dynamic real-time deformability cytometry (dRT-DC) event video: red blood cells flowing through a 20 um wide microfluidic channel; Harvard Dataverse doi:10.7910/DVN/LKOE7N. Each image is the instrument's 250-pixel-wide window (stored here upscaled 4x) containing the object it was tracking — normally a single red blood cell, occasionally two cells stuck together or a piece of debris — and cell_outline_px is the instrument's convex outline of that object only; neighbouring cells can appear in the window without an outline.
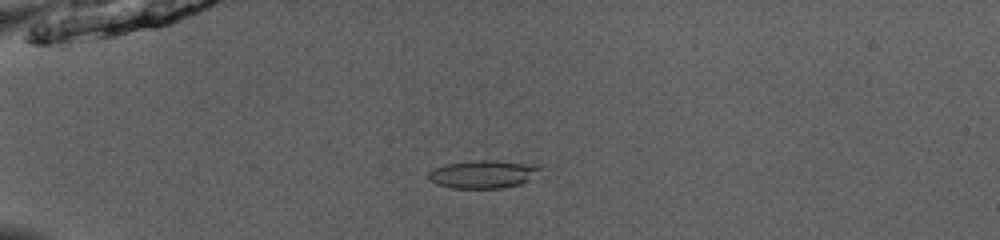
{"species": "common noctule bat (a hibernating species)", "species_latin": "Nyctalus noctula", "temperature_condition": "room temperature", "stored_images_in_passage": 42, "camera_frame_rate_fps": 3000, "um_per_image_px": 0.085, "animal": {"sex": "male", "body_mass_g": 13.0, "forearm_length_mm": 53.1}, "frame": {"image": 1, "passage_image": 5, "time_ms": 1.333, "image_size_px": [1000, 240], "cell_outline_px": [[540, 168], [528, 180], [520, 184], [504, 188], [452, 188], [436, 184], [428, 180], [428, 172], [432, 168], [444, 164], [476, 160], [492, 160], [536, 164]], "centroid_in_image_um": [40.98, 14.8], "position_along_channel_um": 44.0, "area_um2": 18.21}}
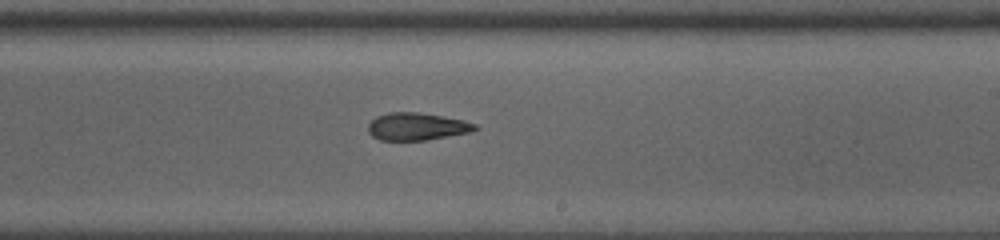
{"frame": {"image": 2, "passage_image": 23, "time_ms": 7.333, "image_size_px": [1000, 240], "cell_outline_px": [[480, 128], [468, 132], [424, 140], [380, 140], [372, 136], [368, 132], [368, 124], [376, 116], [388, 112], [416, 112], [464, 120], [476, 124]], "centroid_in_image_um": [35.39, 10.75], "position_along_channel_um": 253.6, "area_um2": 16.94}}
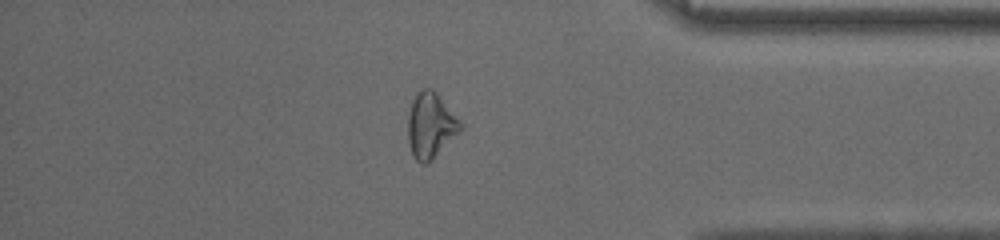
{"frame": {"image": 3, "passage_image": 35, "time_ms": 11.333, "image_size_px": [1000, 240], "cell_outline_px": [[464, 124], [460, 132], [432, 160], [424, 164], [420, 164], [412, 156], [408, 140], [408, 116], [412, 100], [424, 88], [432, 88]], "centroid_in_image_um": [36.61, 10.69], "position_along_channel_um": 398.6, "area_um2": 20.0}, "authors_computed_cell_mechanics": {"area_um2": 18.2648, "velocity_mm_per_s": 4.0242, "shape_relaxation_time_tau1_ms": 6.38, "shape_relaxation_time_tau2_ms": 6.0385, "deformation_change_tau1": 0.1794, "deformation_change_tau2": 0.1121}}